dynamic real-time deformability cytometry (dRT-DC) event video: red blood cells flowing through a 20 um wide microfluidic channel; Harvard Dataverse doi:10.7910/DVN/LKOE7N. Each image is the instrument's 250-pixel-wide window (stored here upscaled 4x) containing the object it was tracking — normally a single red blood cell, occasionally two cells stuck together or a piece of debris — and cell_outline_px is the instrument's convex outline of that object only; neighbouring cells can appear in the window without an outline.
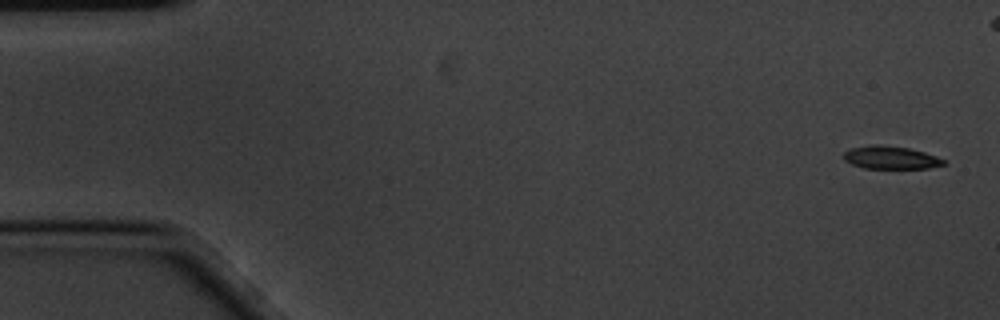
{"species": "common noctule bat (a hibernating species)", "species_latin": "Nyctalus noctula", "temperature_condition": "cold", "stored_images_in_passage": 6, "camera_frame_rate_fps": 3000, "um_per_image_px": 0.085, "animal": {"sex": "male", "body_mass_g": 20.1, "forearm_length_mm": 53.5}, "frame": {"image": 1, "passage_image": 1, "time_ms": 0.0, "image_size_px": [1000, 320], "cell_outline_px": [[948, 164], [928, 168], [864, 168], [852, 164], [844, 160], [844, 152], [852, 148], [868, 144], [880, 144], [908, 148], [924, 152], [936, 156], [944, 160]], "centroid_in_image_um": [75.71, 13.38], "position_along_channel_um": 9.3, "area_um2": 13.35}}